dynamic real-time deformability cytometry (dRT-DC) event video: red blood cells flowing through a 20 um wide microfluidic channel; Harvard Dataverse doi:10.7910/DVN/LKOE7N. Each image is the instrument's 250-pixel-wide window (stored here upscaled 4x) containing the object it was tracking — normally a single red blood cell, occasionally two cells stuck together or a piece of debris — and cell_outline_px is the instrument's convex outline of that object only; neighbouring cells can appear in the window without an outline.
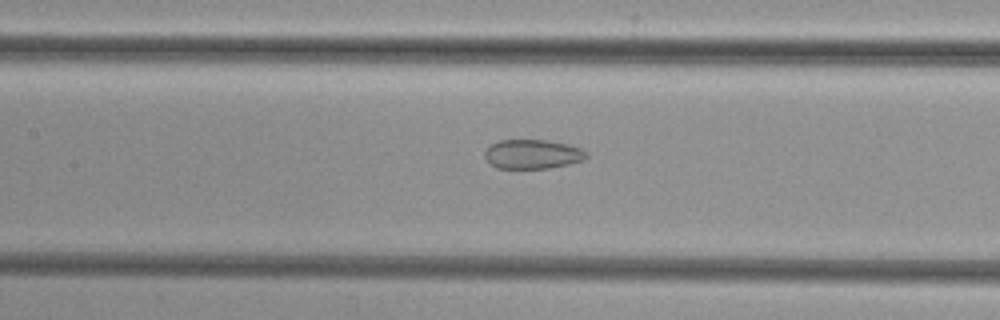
{"species": "common noctule bat (a hibernating species)", "species_latin": "Nyctalus noctula", "temperature_condition": "cold", "stored_images_in_passage": 46, "camera_frame_rate_fps": 3000, "um_per_image_px": 0.085, "animal": {"sex": "female", "body_mass_g": 29.2, "forearm_length_mm": 56.3}, "frame": {"image": 1, "passage_image": 18, "time_ms": 5.667, "image_size_px": [1000, 320], "cell_outline_px": [[588, 156], [584, 160], [568, 164], [548, 168], [496, 168], [484, 156], [484, 152], [492, 144], [500, 140], [544, 140], [568, 144], [580, 148], [588, 152]], "centroid_in_image_um": [45.29, 13.1], "position_along_channel_um": 162.1, "area_um2": 17.22}}
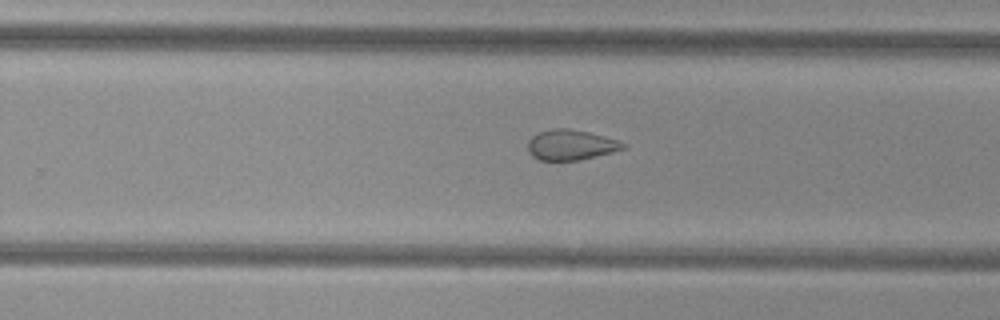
{"frame": {"image": 2, "passage_image": 27, "time_ms": 8.667, "image_size_px": [1000, 320], "cell_outline_px": [[628, 148], [580, 160], [540, 160], [532, 156], [528, 152], [528, 140], [532, 136], [540, 132], [552, 128], [568, 128], [588, 132], [604, 136], [628, 144]], "centroid_in_image_um": [48.53, 12.31], "position_along_channel_um": 281.3, "area_um2": 16.88}}
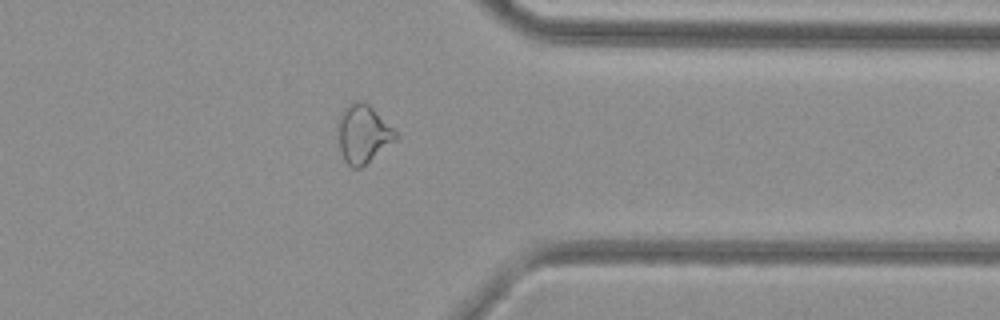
{"frame": {"image": 3, "passage_image": 35, "time_ms": 11.333, "image_size_px": [1000, 320], "cell_outline_px": [[400, 136], [360, 168], [352, 168], [344, 160], [340, 152], [336, 128], [336, 124], [344, 108], [352, 100], [360, 100], [368, 104]], "centroid_in_image_um": [30.8, 11.37], "position_along_channel_um": 380.6, "area_um2": 19.54}}